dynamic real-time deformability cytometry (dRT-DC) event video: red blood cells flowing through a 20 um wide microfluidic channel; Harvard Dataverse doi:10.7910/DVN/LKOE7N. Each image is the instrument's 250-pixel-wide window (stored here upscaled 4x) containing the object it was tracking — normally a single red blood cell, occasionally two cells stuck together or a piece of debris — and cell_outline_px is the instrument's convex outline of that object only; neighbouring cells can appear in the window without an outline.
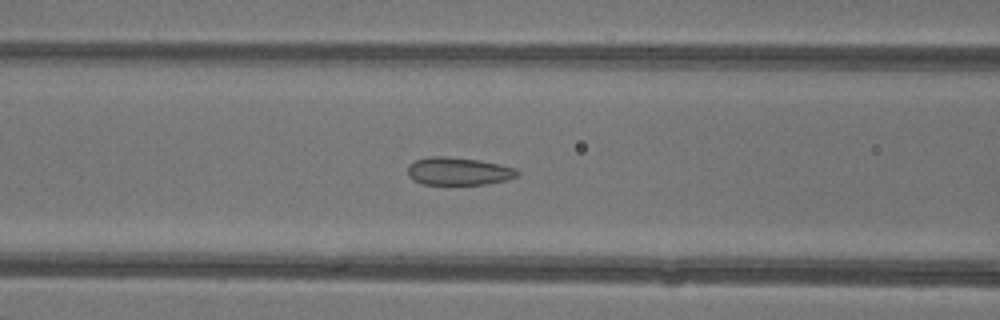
{"species": "common noctule bat (a hibernating species)", "species_latin": "Nyctalus noctula", "temperature_condition": "warm", "stored_images_in_passage": 47, "camera_frame_rate_fps": 3000, "um_per_image_px": 0.085, "animal": {"sex": "female"}, "frame": {"image": 1, "passage_image": 20, "time_ms": 6.333, "image_size_px": [1000, 320], "cell_outline_px": [[520, 176], [504, 180], [484, 184], [424, 184], [412, 180], [408, 176], [408, 164], [416, 160], [428, 156], [448, 156], [480, 160], [500, 164], [516, 168], [520, 172]], "centroid_in_image_um": [38.97, 14.54], "position_along_channel_um": 127.6, "area_um2": 17.92}}
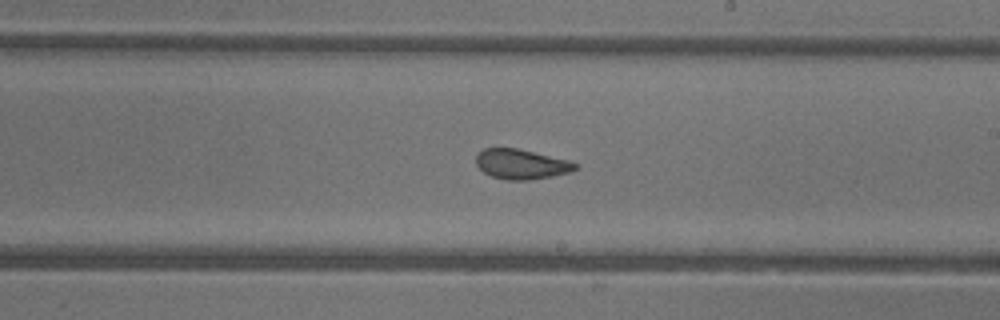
{"frame": {"image": 2, "passage_image": 28, "time_ms": 9.0, "image_size_px": [1000, 320], "cell_outline_px": [[580, 168], [572, 172], [552, 176], [528, 180], [508, 180], [492, 176], [484, 172], [476, 164], [476, 156], [484, 148], [516, 148], [568, 160], [580, 164]], "centroid_in_image_um": [44.36, 13.96], "position_along_channel_um": 244.6, "area_um2": 17.28}}
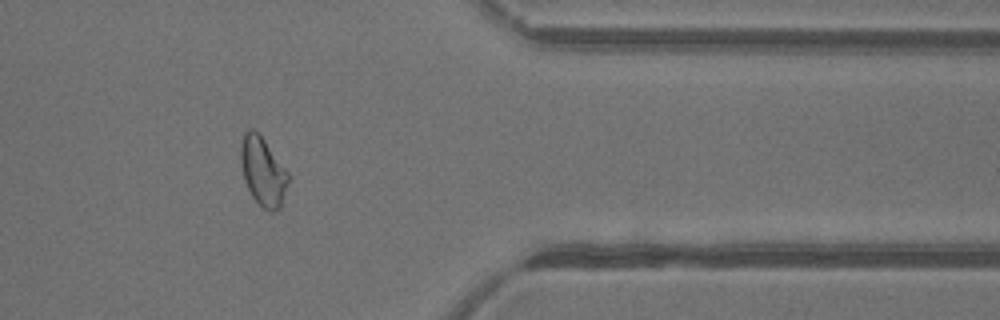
{"frame": {"image": 3, "passage_image": 39, "time_ms": 12.667, "image_size_px": [1000, 320], "cell_outline_px": [[288, 184], [280, 208], [272, 212], [264, 208], [252, 196], [244, 180], [240, 160], [240, 144], [244, 132], [248, 128], [252, 128], [264, 140], [288, 172]], "centroid_in_image_um": [22.33, 14.56], "position_along_channel_um": 389.1, "area_um2": 18.79}, "authors_computed_cell_mechanics": {"area_um2": 19.2474, "velocity_mm_per_s": 4.4005, "shape_relaxation_time_tau1_ms": null, "shape_relaxation_time_tau2_ms": 0.7883, "deformation_change_tau1": null, "deformation_change_tau2": 0.0595}}